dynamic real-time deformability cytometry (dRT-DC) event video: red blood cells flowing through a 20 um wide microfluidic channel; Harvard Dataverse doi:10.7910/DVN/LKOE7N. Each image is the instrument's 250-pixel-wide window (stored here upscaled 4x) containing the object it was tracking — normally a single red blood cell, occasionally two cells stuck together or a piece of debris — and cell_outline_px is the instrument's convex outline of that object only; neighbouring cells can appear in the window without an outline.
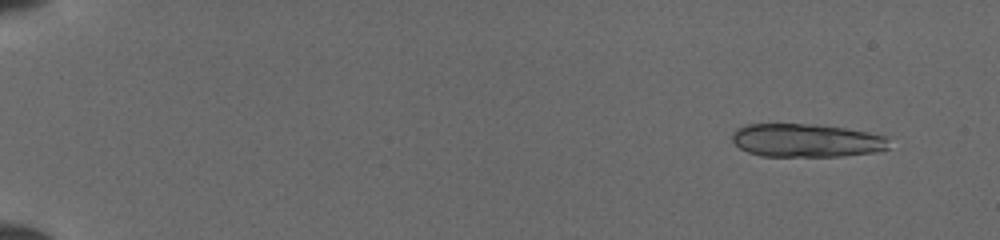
{"species": "common noctule bat (a hibernating species)", "species_latin": "Nyctalus noctula", "temperature_condition": "cold", "stored_images_in_passage": 17, "segment_of_instrument_passage": [1, 2], "camera_frame_rate_fps": 3000, "um_per_image_px": 0.085, "animal": {"sex": "female", "body_mass_g": 19.5, "forearm_length_mm": 54.1}, "frame": {"image": 1, "passage_image": 3, "time_ms": 1.333, "image_size_px": [1000, 240], "cell_outline_px": [[888, 148], [872, 152], [840, 156], [760, 156], [748, 152], [740, 148], [732, 140], [732, 132], [736, 128], [744, 124], [816, 124], [844, 128], [868, 132], [884, 136], [888, 140]], "centroid_in_image_um": [68.48, 11.93], "position_along_channel_um": 16.5, "area_um2": 30.4}}